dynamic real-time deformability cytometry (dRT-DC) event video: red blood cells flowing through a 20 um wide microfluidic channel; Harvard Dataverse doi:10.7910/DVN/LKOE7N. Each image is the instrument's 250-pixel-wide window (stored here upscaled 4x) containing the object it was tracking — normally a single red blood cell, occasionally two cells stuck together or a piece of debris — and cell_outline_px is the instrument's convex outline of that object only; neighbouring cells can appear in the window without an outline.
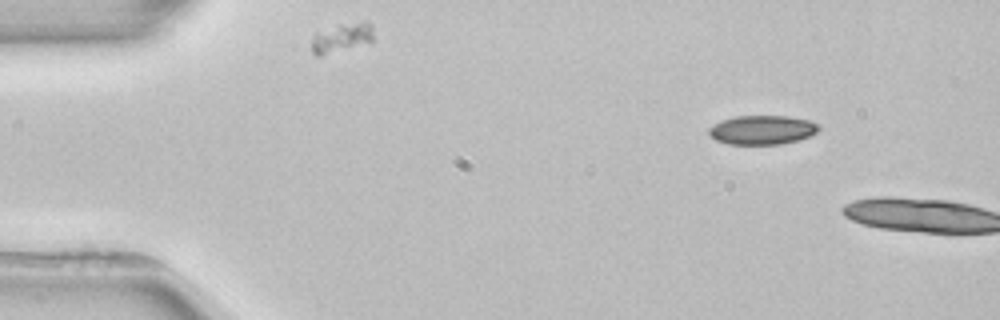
{"species": "common noctule bat (a hibernating species)", "species_latin": "Nyctalus noctula", "temperature_condition": "room temperature", "stored_images_in_passage": 2, "camera_frame_rate_fps": 3000, "um_per_image_px": 0.085, "animal": {"sex": "female", "body_mass_g": 22.7, "forearm_length_mm": 54.2}, "frame": {"image": 1, "passage_image": 1, "time_ms": 0.0, "image_size_px": [1000, 320], "cell_outline_px": [[820, 128], [816, 132], [800, 140], [780, 144], [728, 144], [716, 140], [708, 132], [708, 128], [712, 124], [720, 120], [736, 116], [788, 116], [808, 120], [820, 124]], "centroid_in_image_um": [64.78, 11.03], "position_along_channel_um": 20.2, "area_um2": 18.73}}